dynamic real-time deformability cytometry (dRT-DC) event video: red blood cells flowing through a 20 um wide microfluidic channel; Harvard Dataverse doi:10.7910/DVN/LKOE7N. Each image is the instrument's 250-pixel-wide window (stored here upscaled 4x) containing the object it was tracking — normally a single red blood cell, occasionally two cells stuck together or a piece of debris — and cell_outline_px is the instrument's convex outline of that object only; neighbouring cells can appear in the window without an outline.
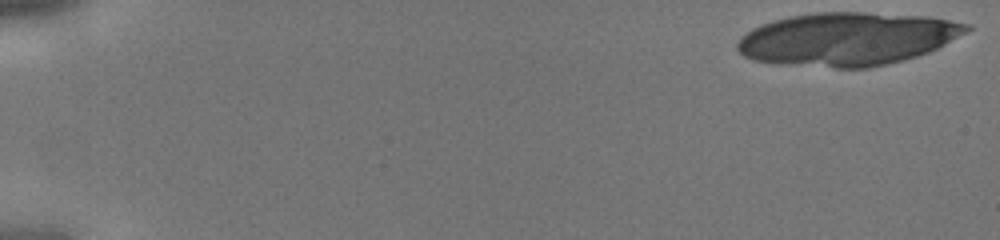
{"species": "human", "species_latin": "Homo sapiens", "temperature_condition": "cold", "stored_images_in_passage": 18, "camera_frame_rate_fps": 3000, "um_per_image_px": 0.085, "donor": {"sex": "male"}, "frame": {"image": 1, "passage_image": 1, "time_ms": 0.0, "image_size_px": [1000, 240], "cell_outline_px": [[972, 28], [944, 44], [928, 52], [904, 60], [888, 64], [868, 68], [836, 68], [776, 64], [752, 60], [744, 56], [736, 48], [736, 44], [752, 28], [772, 20], [792, 16], [816, 12], [864, 12], [928, 16], [972, 24]], "centroid_in_image_um": [72.02, 3.31], "position_along_channel_um": 13.0, "area_um2": 71.04}}
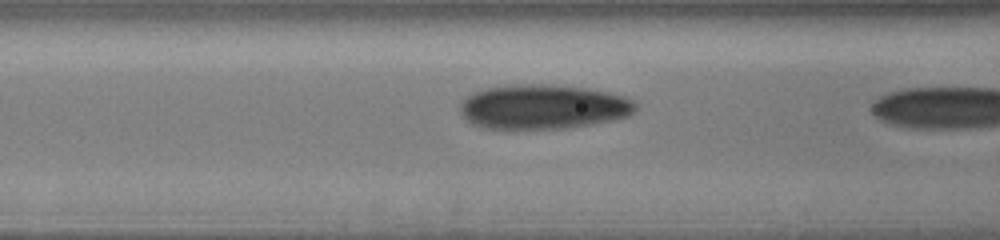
{"frame": {"image": 2, "passage_image": 17, "time_ms": 5.333, "image_size_px": [1000, 240], "cell_outline_px": [[636, 108], [628, 116], [612, 120], [592, 124], [564, 128], [484, 128], [472, 124], [464, 116], [460, 108], [460, 104], [468, 96], [476, 92], [488, 88], [524, 84], [544, 84], [584, 88], [608, 92], [624, 96], [632, 100], [636, 104]], "centroid_in_image_um": [46.19, 9.08], "position_along_channel_um": 120.4, "area_um2": 44.85}}